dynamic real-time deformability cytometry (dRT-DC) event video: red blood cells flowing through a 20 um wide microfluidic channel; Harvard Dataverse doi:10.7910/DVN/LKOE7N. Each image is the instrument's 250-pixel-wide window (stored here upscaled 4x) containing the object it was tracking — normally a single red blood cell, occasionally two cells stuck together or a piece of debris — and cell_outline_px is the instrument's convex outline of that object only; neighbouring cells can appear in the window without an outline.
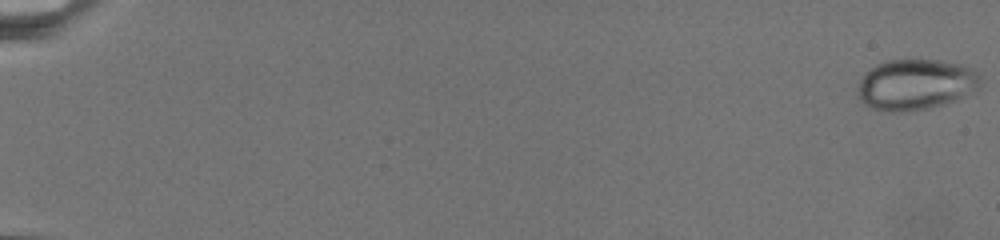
{"species": "common noctule bat (a hibernating species)", "species_latin": "Nyctalus noctula", "temperature_condition": "warm", "stored_images_in_passage": 63, "camera_frame_rate_fps": 3000, "um_per_image_px": 0.085, "animal": {"sex": "female", "body_mass_g": 19.5, "forearm_length_mm": 54.1}, "frame": {"image": 1, "passage_image": 1, "time_ms": 0.0, "image_size_px": [1000, 240], "cell_outline_px": [[980, 88], [956, 100], [944, 104], [928, 108], [896, 112], [872, 108], [864, 104], [860, 100], [856, 88], [864, 72], [876, 64], [888, 60], [940, 60], [960, 64], [972, 68], [980, 76]], "centroid_in_image_um": [77.82, 7.17], "position_along_channel_um": 7.2, "area_um2": 36.41}}
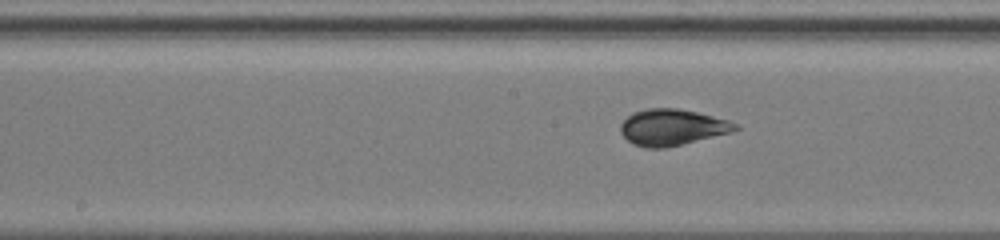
{"frame": {"image": 2, "passage_image": 33, "time_ms": 13.667, "image_size_px": [1000, 240], "cell_outline_px": [[740, 128], [728, 132], [664, 148], [644, 148], [632, 144], [620, 132], [620, 124], [632, 112], [644, 108], [676, 108], [696, 112], [728, 120], [740, 124]], "centroid_in_image_um": [57.07, 10.8], "position_along_channel_um": 191.1, "area_um2": 23.99}}
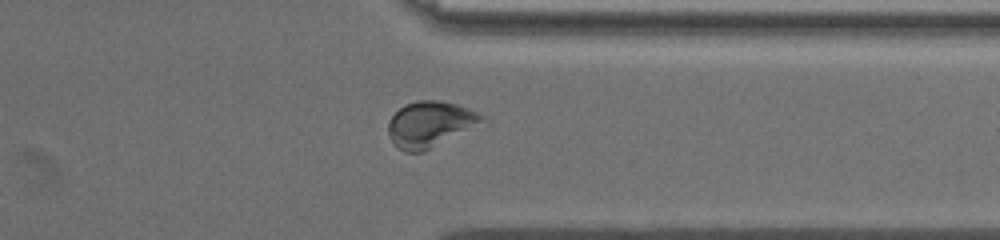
{"frame": {"image": 3, "passage_image": 54, "time_ms": 20.0, "image_size_px": [1000, 240], "cell_outline_px": [[484, 116], [480, 120], [424, 152], [404, 152], [388, 136], [388, 124], [392, 116], [404, 104], [416, 100], [440, 100], [456, 104], [468, 108]], "centroid_in_image_um": [36.43, 10.53], "position_along_channel_um": 375.0, "area_um2": 23.93}}